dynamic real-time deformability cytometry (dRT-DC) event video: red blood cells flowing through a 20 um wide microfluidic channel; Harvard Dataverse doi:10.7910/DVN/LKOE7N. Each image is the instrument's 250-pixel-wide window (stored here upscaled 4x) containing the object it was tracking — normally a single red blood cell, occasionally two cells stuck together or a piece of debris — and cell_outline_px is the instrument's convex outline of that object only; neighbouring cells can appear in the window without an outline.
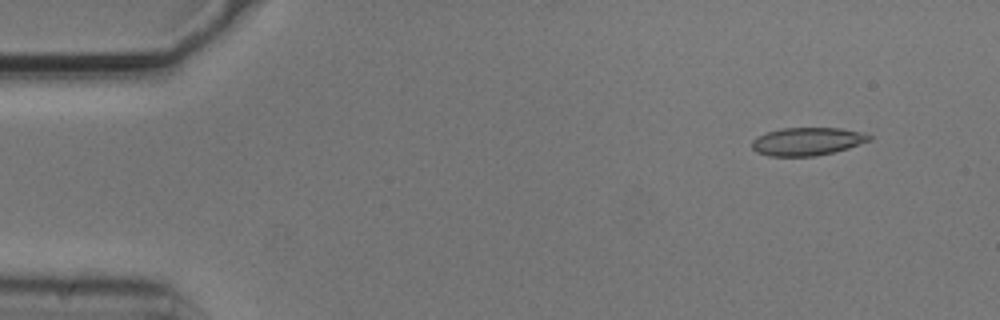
{"species": "common noctule bat (a hibernating species)", "species_latin": "Nyctalus noctula", "temperature_condition": "cold", "stored_images_in_passage": 5, "camera_frame_rate_fps": 3000, "um_per_image_px": 0.085, "animal": {"sex": "male", "body_mass_g": 20.5, "forearm_length_mm": 52.5}, "frame": {"image": 1, "passage_image": 2, "time_ms": 0.333, "image_size_px": [1000, 320], "cell_outline_px": [[872, 140], [848, 148], [816, 156], [768, 156], [756, 152], [752, 148], [752, 140], [756, 136], [780, 128], [840, 128], [860, 132], [872, 136]], "centroid_in_image_um": [68.59, 12.02], "position_along_channel_um": 16.4, "area_um2": 19.13}}
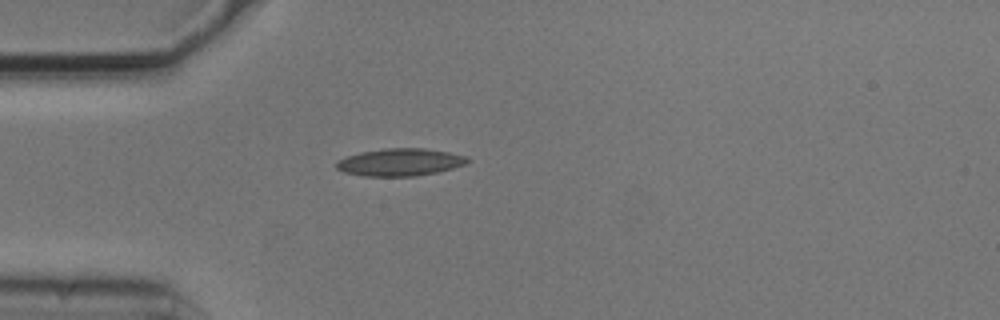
{"frame": {"image": 2, "passage_image": 5, "time_ms": 1.333, "image_size_px": [1000, 320], "cell_outline_px": [[472, 160], [464, 164], [440, 172], [416, 176], [364, 176], [344, 172], [336, 168], [336, 164], [340, 160], [348, 156], [360, 152], [384, 148], [424, 148], [448, 152], [464, 156]], "centroid_in_image_um": [34.02, 13.79], "position_along_channel_um": 51.0, "area_um2": 20.87}}